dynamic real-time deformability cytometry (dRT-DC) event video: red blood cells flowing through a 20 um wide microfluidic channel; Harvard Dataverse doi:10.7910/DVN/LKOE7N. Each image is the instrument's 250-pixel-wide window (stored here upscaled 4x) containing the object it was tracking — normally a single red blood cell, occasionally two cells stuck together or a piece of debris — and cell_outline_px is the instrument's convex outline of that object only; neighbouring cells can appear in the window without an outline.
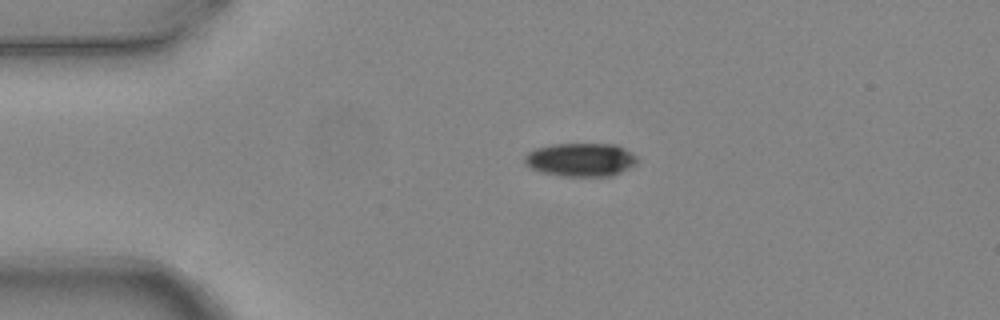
{"species": "common noctule bat (a hibernating species)", "species_latin": "Nyctalus noctula", "temperature_condition": "warm", "stored_images_in_passage": 1, "camera_frame_rate_fps": 3000, "um_per_image_px": 0.085, "animal": {"sex": "female", "body_mass_g": 24.6, "forearm_length_mm": 56.2}, "frame": {"image": 1, "passage_image": 1, "time_ms": 0.0, "image_size_px": [1000, 320], "cell_outline_px": [[636, 164], [612, 176], [560, 176], [540, 172], [528, 168], [524, 164], [524, 156], [528, 152], [536, 148], [552, 144], [616, 144], [624, 148], [636, 156]], "centroid_in_image_um": [49.3, 13.58], "position_along_channel_um": 35.7, "area_um2": 22.08}}